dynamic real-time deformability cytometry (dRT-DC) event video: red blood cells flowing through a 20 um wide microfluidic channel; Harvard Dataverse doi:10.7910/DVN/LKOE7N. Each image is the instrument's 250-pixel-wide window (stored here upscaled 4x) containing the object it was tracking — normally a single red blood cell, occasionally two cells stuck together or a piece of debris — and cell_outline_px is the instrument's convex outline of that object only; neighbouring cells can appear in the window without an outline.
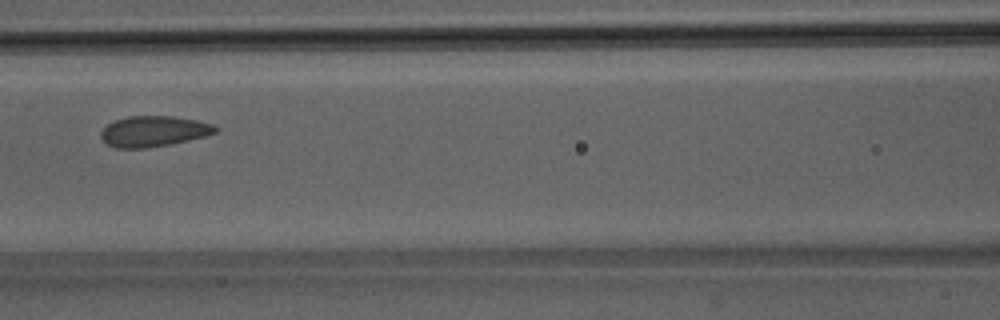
{"species": "Egyptian fruit bat (a non-hibernating species)", "species_latin": "Rousettus aegyptiacus", "temperature_condition": "room temperature", "stored_images_in_passage": 40, "camera_frame_rate_fps": 3000, "um_per_image_px": 0.085, "animal": {"sex": "male"}, "frame": {"image": 1, "passage_image": 12, "time_ms": 3.667, "image_size_px": [1000, 320], "cell_outline_px": [[220, 128], [216, 132], [204, 136], [188, 140], [168, 144], [144, 148], [116, 148], [108, 144], [100, 136], [100, 132], [112, 120], [128, 116], [172, 116], [196, 120], [212, 124]], "centroid_in_image_um": [13.04, 11.15], "position_along_channel_um": 153.6, "area_um2": 20.35}}
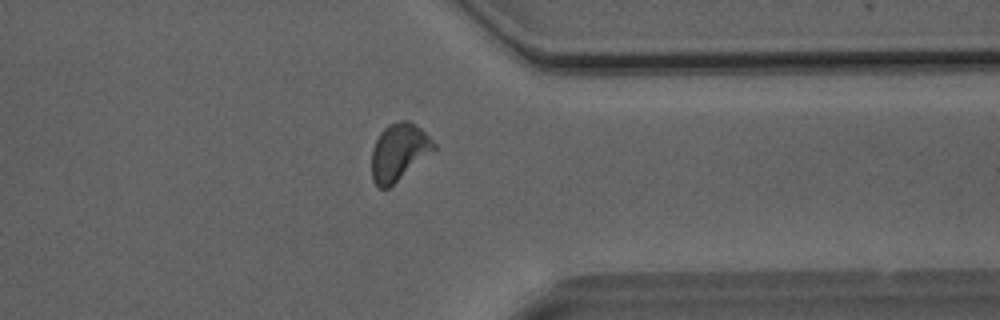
{"frame": {"image": 2, "passage_image": 29, "time_ms": 9.333, "image_size_px": [1000, 320], "cell_outline_px": [[436, 148], [388, 188], [380, 188], [372, 180], [372, 148], [380, 132], [388, 124], [400, 120], [408, 120], [420, 128], [436, 144]], "centroid_in_image_um": [33.88, 12.9], "position_along_channel_um": 377.5, "area_um2": 20.29}}
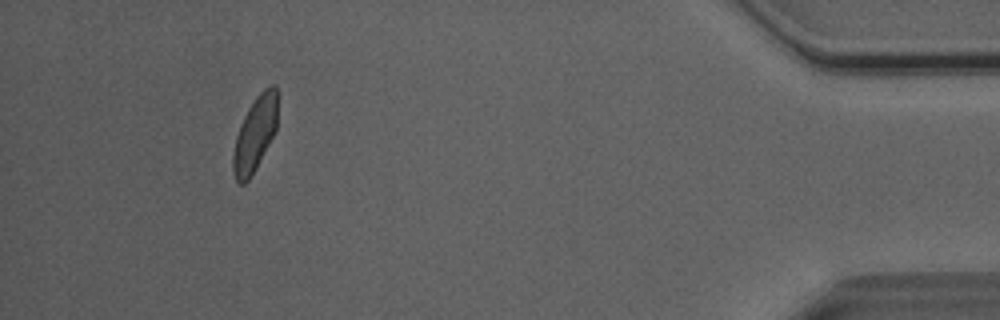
{"frame": {"image": 3, "passage_image": 36, "time_ms": 11.667, "image_size_px": [1000, 320], "cell_outline_px": [[276, 132], [256, 168], [248, 180], [244, 184], [240, 184], [236, 180], [232, 172], [232, 156], [236, 136], [240, 124], [248, 108], [256, 96], [264, 88], [272, 84], [276, 84]], "centroid_in_image_um": [21.65, 11.41], "position_along_channel_um": 413.5, "area_um2": 19.36}, "authors_computed_cell_mechanics": {"area_um2": 20.23, "velocity_mm_per_s": 4.0343, "shape_relaxation_time_tau1_ms": 3.6619, "shape_relaxation_time_tau2_ms": 0.7637, "deformation_change_tau1": 0.0939, "deformation_change_tau2": 0.0446}}